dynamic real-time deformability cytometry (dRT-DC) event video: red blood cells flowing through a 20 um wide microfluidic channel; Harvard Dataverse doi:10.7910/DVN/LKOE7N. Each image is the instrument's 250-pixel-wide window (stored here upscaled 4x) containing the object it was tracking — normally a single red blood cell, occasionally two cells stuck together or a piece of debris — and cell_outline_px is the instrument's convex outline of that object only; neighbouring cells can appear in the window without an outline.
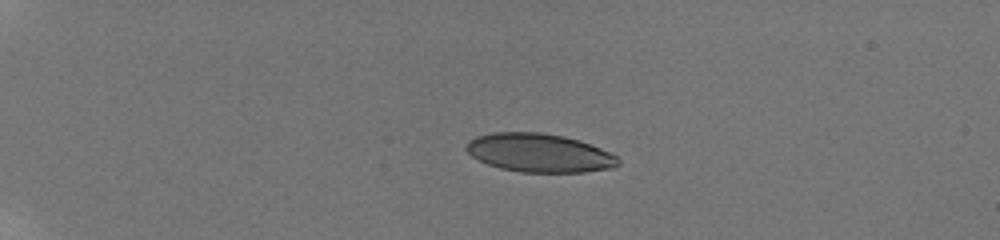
{"species": "human", "species_latin": "Homo sapiens", "temperature_condition": "room temperature", "stored_images_in_passage": 6, "camera_frame_rate_fps": 3000, "um_per_image_px": 0.085, "donor": {"sex": "male"}, "frame": {"image": 1, "passage_image": 1, "time_ms": 0.0, "image_size_px": [1000, 240], "cell_outline_px": [[620, 164], [612, 168], [584, 172], [520, 172], [500, 168], [488, 164], [472, 156], [464, 148], [468, 140], [476, 136], [492, 132], [540, 132], [564, 136], [580, 140], [600, 148], [616, 156], [620, 160]], "centroid_in_image_um": [45.82, 12.99], "position_along_channel_um": 39.2, "area_um2": 34.22}}
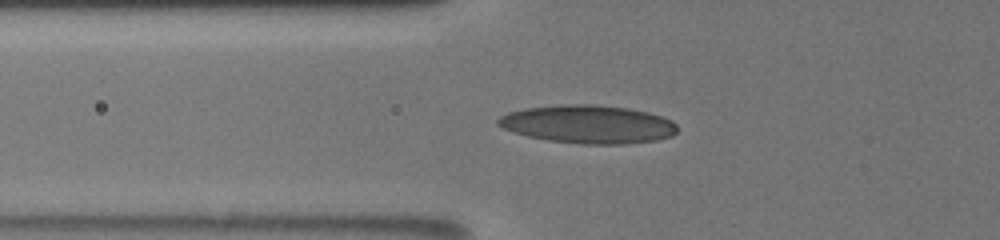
{"frame": {"image": 2, "passage_image": 5, "time_ms": 1.333, "image_size_px": [1000, 240], "cell_outline_px": [[676, 132], [672, 136], [656, 140], [624, 144], [580, 144], [548, 140], [528, 136], [504, 128], [496, 124], [496, 120], [500, 116], [508, 112], [524, 108], [560, 104], [592, 104], [628, 108], [648, 112], [672, 120], [676, 124]], "centroid_in_image_um": [49.98, 10.55], "position_along_channel_um": 75.8, "area_um2": 39.94}}